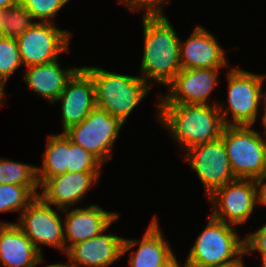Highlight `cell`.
Segmentation results:
<instances>
[{
	"label": "cell",
	"mask_w": 266,
	"mask_h": 267,
	"mask_svg": "<svg viewBox=\"0 0 266 267\" xmlns=\"http://www.w3.org/2000/svg\"><path fill=\"white\" fill-rule=\"evenodd\" d=\"M262 112H263V114L261 116V122H262V125L264 126L263 128L265 129L264 130V132H265L264 134L265 135H263L264 137L262 136V138H263V140L266 143V138H265L266 137V103L264 104V107H263V111Z\"/></svg>",
	"instance_id": "e575fe53"
},
{
	"label": "cell",
	"mask_w": 266,
	"mask_h": 267,
	"mask_svg": "<svg viewBox=\"0 0 266 267\" xmlns=\"http://www.w3.org/2000/svg\"><path fill=\"white\" fill-rule=\"evenodd\" d=\"M212 104L157 105L156 115L183 153L193 146L219 139L225 127L218 107Z\"/></svg>",
	"instance_id": "6da1fadb"
},
{
	"label": "cell",
	"mask_w": 266,
	"mask_h": 267,
	"mask_svg": "<svg viewBox=\"0 0 266 267\" xmlns=\"http://www.w3.org/2000/svg\"><path fill=\"white\" fill-rule=\"evenodd\" d=\"M65 253L73 245L93 238L104 231L118 216L97 204L63 209Z\"/></svg>",
	"instance_id": "5bb4252c"
},
{
	"label": "cell",
	"mask_w": 266,
	"mask_h": 267,
	"mask_svg": "<svg viewBox=\"0 0 266 267\" xmlns=\"http://www.w3.org/2000/svg\"><path fill=\"white\" fill-rule=\"evenodd\" d=\"M220 138L236 179L266 177V143L252 125H225Z\"/></svg>",
	"instance_id": "8992f818"
},
{
	"label": "cell",
	"mask_w": 266,
	"mask_h": 267,
	"mask_svg": "<svg viewBox=\"0 0 266 267\" xmlns=\"http://www.w3.org/2000/svg\"><path fill=\"white\" fill-rule=\"evenodd\" d=\"M181 263L178 262L177 257L175 256L171 261H169L165 266L163 267H189L187 263L182 266Z\"/></svg>",
	"instance_id": "1f68e13d"
},
{
	"label": "cell",
	"mask_w": 266,
	"mask_h": 267,
	"mask_svg": "<svg viewBox=\"0 0 266 267\" xmlns=\"http://www.w3.org/2000/svg\"><path fill=\"white\" fill-rule=\"evenodd\" d=\"M43 256L14 222L0 221V267H36Z\"/></svg>",
	"instance_id": "d6986e66"
},
{
	"label": "cell",
	"mask_w": 266,
	"mask_h": 267,
	"mask_svg": "<svg viewBox=\"0 0 266 267\" xmlns=\"http://www.w3.org/2000/svg\"><path fill=\"white\" fill-rule=\"evenodd\" d=\"M20 2L0 8V36L17 39L38 21Z\"/></svg>",
	"instance_id": "7402d4cb"
},
{
	"label": "cell",
	"mask_w": 266,
	"mask_h": 267,
	"mask_svg": "<svg viewBox=\"0 0 266 267\" xmlns=\"http://www.w3.org/2000/svg\"><path fill=\"white\" fill-rule=\"evenodd\" d=\"M72 34L56 27L55 23L37 22L16 39L25 68L46 64L61 58L69 51Z\"/></svg>",
	"instance_id": "30bf717a"
},
{
	"label": "cell",
	"mask_w": 266,
	"mask_h": 267,
	"mask_svg": "<svg viewBox=\"0 0 266 267\" xmlns=\"http://www.w3.org/2000/svg\"><path fill=\"white\" fill-rule=\"evenodd\" d=\"M207 199L211 202L212 217L240 226L250 219L256 205L262 204L261 182L236 179L215 190Z\"/></svg>",
	"instance_id": "52a82bcc"
},
{
	"label": "cell",
	"mask_w": 266,
	"mask_h": 267,
	"mask_svg": "<svg viewBox=\"0 0 266 267\" xmlns=\"http://www.w3.org/2000/svg\"><path fill=\"white\" fill-rule=\"evenodd\" d=\"M183 154L200 179L207 197L218 188L236 180L221 138L193 146Z\"/></svg>",
	"instance_id": "8fae6325"
},
{
	"label": "cell",
	"mask_w": 266,
	"mask_h": 267,
	"mask_svg": "<svg viewBox=\"0 0 266 267\" xmlns=\"http://www.w3.org/2000/svg\"><path fill=\"white\" fill-rule=\"evenodd\" d=\"M61 214L63 209L53 208L37 195L19 215V222L14 223L41 254V245L55 247L65 254L64 222Z\"/></svg>",
	"instance_id": "ba28073f"
},
{
	"label": "cell",
	"mask_w": 266,
	"mask_h": 267,
	"mask_svg": "<svg viewBox=\"0 0 266 267\" xmlns=\"http://www.w3.org/2000/svg\"><path fill=\"white\" fill-rule=\"evenodd\" d=\"M40 185L0 184V213L21 212L39 194Z\"/></svg>",
	"instance_id": "603a6c76"
},
{
	"label": "cell",
	"mask_w": 266,
	"mask_h": 267,
	"mask_svg": "<svg viewBox=\"0 0 266 267\" xmlns=\"http://www.w3.org/2000/svg\"><path fill=\"white\" fill-rule=\"evenodd\" d=\"M220 69H181L166 86L168 93L157 98L156 105L210 104V95L218 86Z\"/></svg>",
	"instance_id": "7c38bea8"
},
{
	"label": "cell",
	"mask_w": 266,
	"mask_h": 267,
	"mask_svg": "<svg viewBox=\"0 0 266 267\" xmlns=\"http://www.w3.org/2000/svg\"><path fill=\"white\" fill-rule=\"evenodd\" d=\"M226 74L228 100L226 105L223 102L218 103L225 125L253 126L260 113V105L264 107L266 103V91H262L266 75L238 67L229 69Z\"/></svg>",
	"instance_id": "277c9868"
},
{
	"label": "cell",
	"mask_w": 266,
	"mask_h": 267,
	"mask_svg": "<svg viewBox=\"0 0 266 267\" xmlns=\"http://www.w3.org/2000/svg\"><path fill=\"white\" fill-rule=\"evenodd\" d=\"M208 223L189 249L185 262L189 267H212L237 260L244 252L237 226L208 216ZM237 229V230H236ZM238 231V232H237Z\"/></svg>",
	"instance_id": "5b68a950"
},
{
	"label": "cell",
	"mask_w": 266,
	"mask_h": 267,
	"mask_svg": "<svg viewBox=\"0 0 266 267\" xmlns=\"http://www.w3.org/2000/svg\"><path fill=\"white\" fill-rule=\"evenodd\" d=\"M262 206H266V177L261 181Z\"/></svg>",
	"instance_id": "4dcf8cb0"
},
{
	"label": "cell",
	"mask_w": 266,
	"mask_h": 267,
	"mask_svg": "<svg viewBox=\"0 0 266 267\" xmlns=\"http://www.w3.org/2000/svg\"><path fill=\"white\" fill-rule=\"evenodd\" d=\"M149 223L141 239L124 238L122 255L138 247L129 256V267H163L175 257L173 249L165 240L158 217L154 215Z\"/></svg>",
	"instance_id": "2e32d148"
},
{
	"label": "cell",
	"mask_w": 266,
	"mask_h": 267,
	"mask_svg": "<svg viewBox=\"0 0 266 267\" xmlns=\"http://www.w3.org/2000/svg\"><path fill=\"white\" fill-rule=\"evenodd\" d=\"M123 125L106 110L95 107L86 119L64 133L72 142L91 152L104 164L112 158V148Z\"/></svg>",
	"instance_id": "9c48e42d"
},
{
	"label": "cell",
	"mask_w": 266,
	"mask_h": 267,
	"mask_svg": "<svg viewBox=\"0 0 266 267\" xmlns=\"http://www.w3.org/2000/svg\"><path fill=\"white\" fill-rule=\"evenodd\" d=\"M0 184L39 185L37 166L0 158Z\"/></svg>",
	"instance_id": "cb8c5ba5"
},
{
	"label": "cell",
	"mask_w": 266,
	"mask_h": 267,
	"mask_svg": "<svg viewBox=\"0 0 266 267\" xmlns=\"http://www.w3.org/2000/svg\"><path fill=\"white\" fill-rule=\"evenodd\" d=\"M61 102L62 133L80 124L96 107L95 86L91 75L81 66L53 103Z\"/></svg>",
	"instance_id": "4fadbf2b"
},
{
	"label": "cell",
	"mask_w": 266,
	"mask_h": 267,
	"mask_svg": "<svg viewBox=\"0 0 266 267\" xmlns=\"http://www.w3.org/2000/svg\"><path fill=\"white\" fill-rule=\"evenodd\" d=\"M23 66L16 39L0 36V80L5 84L9 77Z\"/></svg>",
	"instance_id": "484cf974"
},
{
	"label": "cell",
	"mask_w": 266,
	"mask_h": 267,
	"mask_svg": "<svg viewBox=\"0 0 266 267\" xmlns=\"http://www.w3.org/2000/svg\"><path fill=\"white\" fill-rule=\"evenodd\" d=\"M70 0H19L38 22L55 23L57 13Z\"/></svg>",
	"instance_id": "4316f807"
},
{
	"label": "cell",
	"mask_w": 266,
	"mask_h": 267,
	"mask_svg": "<svg viewBox=\"0 0 266 267\" xmlns=\"http://www.w3.org/2000/svg\"><path fill=\"white\" fill-rule=\"evenodd\" d=\"M18 2H19V0H0V8L11 7Z\"/></svg>",
	"instance_id": "d6a6232c"
},
{
	"label": "cell",
	"mask_w": 266,
	"mask_h": 267,
	"mask_svg": "<svg viewBox=\"0 0 266 267\" xmlns=\"http://www.w3.org/2000/svg\"><path fill=\"white\" fill-rule=\"evenodd\" d=\"M118 219L99 235L71 246L65 253L69 263L73 267H108L122 257L124 237L106 233Z\"/></svg>",
	"instance_id": "ac0fdd59"
},
{
	"label": "cell",
	"mask_w": 266,
	"mask_h": 267,
	"mask_svg": "<svg viewBox=\"0 0 266 267\" xmlns=\"http://www.w3.org/2000/svg\"><path fill=\"white\" fill-rule=\"evenodd\" d=\"M70 67L63 69L59 59L40 65L27 67L22 73L23 82L29 90L40 97L47 99L53 105L63 92L67 81L80 68Z\"/></svg>",
	"instance_id": "ffe728a7"
},
{
	"label": "cell",
	"mask_w": 266,
	"mask_h": 267,
	"mask_svg": "<svg viewBox=\"0 0 266 267\" xmlns=\"http://www.w3.org/2000/svg\"><path fill=\"white\" fill-rule=\"evenodd\" d=\"M142 18L144 47L139 77L152 88L166 87L181 70L180 38L166 15Z\"/></svg>",
	"instance_id": "7a4b0ae2"
},
{
	"label": "cell",
	"mask_w": 266,
	"mask_h": 267,
	"mask_svg": "<svg viewBox=\"0 0 266 267\" xmlns=\"http://www.w3.org/2000/svg\"><path fill=\"white\" fill-rule=\"evenodd\" d=\"M245 254L251 255L252 252L259 253L260 256L266 257V224L261 225L253 233L244 237Z\"/></svg>",
	"instance_id": "f1b7e54d"
},
{
	"label": "cell",
	"mask_w": 266,
	"mask_h": 267,
	"mask_svg": "<svg viewBox=\"0 0 266 267\" xmlns=\"http://www.w3.org/2000/svg\"><path fill=\"white\" fill-rule=\"evenodd\" d=\"M42 165L37 166L39 185L47 178L66 173L67 169V136L65 133L47 136Z\"/></svg>",
	"instance_id": "44dd1931"
},
{
	"label": "cell",
	"mask_w": 266,
	"mask_h": 267,
	"mask_svg": "<svg viewBox=\"0 0 266 267\" xmlns=\"http://www.w3.org/2000/svg\"><path fill=\"white\" fill-rule=\"evenodd\" d=\"M43 267H73L70 263L69 260L66 263H56V264H51V265H45Z\"/></svg>",
	"instance_id": "d590c367"
},
{
	"label": "cell",
	"mask_w": 266,
	"mask_h": 267,
	"mask_svg": "<svg viewBox=\"0 0 266 267\" xmlns=\"http://www.w3.org/2000/svg\"><path fill=\"white\" fill-rule=\"evenodd\" d=\"M104 164L91 152L75 144L67 137L66 172H102Z\"/></svg>",
	"instance_id": "d4e9b609"
},
{
	"label": "cell",
	"mask_w": 266,
	"mask_h": 267,
	"mask_svg": "<svg viewBox=\"0 0 266 267\" xmlns=\"http://www.w3.org/2000/svg\"><path fill=\"white\" fill-rule=\"evenodd\" d=\"M82 67L94 82L96 107L106 110L123 124L152 89L139 76L118 74L98 66Z\"/></svg>",
	"instance_id": "3957f363"
},
{
	"label": "cell",
	"mask_w": 266,
	"mask_h": 267,
	"mask_svg": "<svg viewBox=\"0 0 266 267\" xmlns=\"http://www.w3.org/2000/svg\"><path fill=\"white\" fill-rule=\"evenodd\" d=\"M101 172H66L47 178L41 185L39 196L59 209L74 207L99 182Z\"/></svg>",
	"instance_id": "9a60e30c"
},
{
	"label": "cell",
	"mask_w": 266,
	"mask_h": 267,
	"mask_svg": "<svg viewBox=\"0 0 266 267\" xmlns=\"http://www.w3.org/2000/svg\"><path fill=\"white\" fill-rule=\"evenodd\" d=\"M171 0H118L121 5L126 6L134 13L144 11L143 16H165L164 5H169Z\"/></svg>",
	"instance_id": "83f0119b"
},
{
	"label": "cell",
	"mask_w": 266,
	"mask_h": 267,
	"mask_svg": "<svg viewBox=\"0 0 266 267\" xmlns=\"http://www.w3.org/2000/svg\"><path fill=\"white\" fill-rule=\"evenodd\" d=\"M219 43L213 33L197 25L187 40L180 38L181 69L227 67L229 61Z\"/></svg>",
	"instance_id": "e0dca14e"
},
{
	"label": "cell",
	"mask_w": 266,
	"mask_h": 267,
	"mask_svg": "<svg viewBox=\"0 0 266 267\" xmlns=\"http://www.w3.org/2000/svg\"><path fill=\"white\" fill-rule=\"evenodd\" d=\"M5 84L0 80V108L4 106V97H6Z\"/></svg>",
	"instance_id": "836d02e7"
},
{
	"label": "cell",
	"mask_w": 266,
	"mask_h": 267,
	"mask_svg": "<svg viewBox=\"0 0 266 267\" xmlns=\"http://www.w3.org/2000/svg\"><path fill=\"white\" fill-rule=\"evenodd\" d=\"M244 255H246L245 252L237 260H234L227 264L217 265L212 267H246L244 262Z\"/></svg>",
	"instance_id": "f546056e"
},
{
	"label": "cell",
	"mask_w": 266,
	"mask_h": 267,
	"mask_svg": "<svg viewBox=\"0 0 266 267\" xmlns=\"http://www.w3.org/2000/svg\"><path fill=\"white\" fill-rule=\"evenodd\" d=\"M261 259V267H266V257L260 256Z\"/></svg>",
	"instance_id": "8d00e7d4"
}]
</instances>
